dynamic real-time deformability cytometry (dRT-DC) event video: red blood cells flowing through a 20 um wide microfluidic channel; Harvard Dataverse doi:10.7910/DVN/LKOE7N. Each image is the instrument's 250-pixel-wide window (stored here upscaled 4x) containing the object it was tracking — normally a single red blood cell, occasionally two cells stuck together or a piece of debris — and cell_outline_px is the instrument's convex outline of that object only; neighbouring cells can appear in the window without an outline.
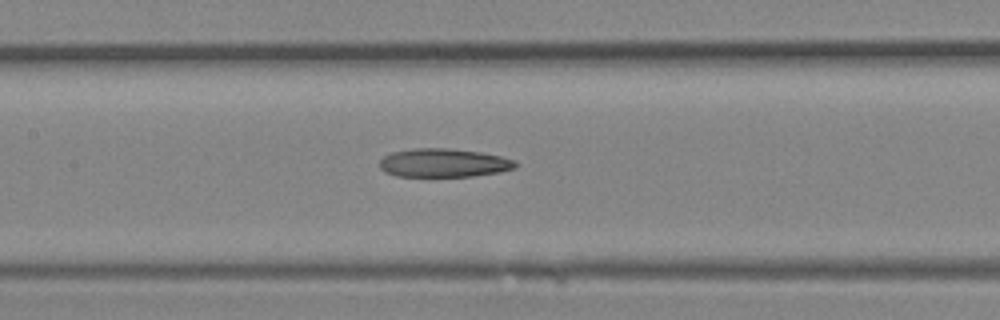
{"species": "Egyptian fruit bat (a non-hibernating species)", "species_latin": "Rousettus aegyptiacus", "temperature_condition": "room temperature", "stored_images_in_passage": 9, "segment_of_instrument_passage": [1, 2], "camera_frame_rate_fps": 3000, "um_per_image_px": 0.085, "animal": {"sex": "female"}, "frame": {"image": 1, "passage_image": 6, "time_ms": 1.667, "image_size_px": [1000, 320], "cell_outline_px": [[520, 164], [516, 168], [500, 172], [472, 176], [396, 176], [384, 172], [380, 168], [380, 160], [384, 156], [392, 152], [416, 148], [448, 148], [480, 152], [500, 156], [516, 160]], "centroid_in_image_um": [37.74, 13.84], "position_along_channel_um": 169.7, "area_um2": 22.72}}
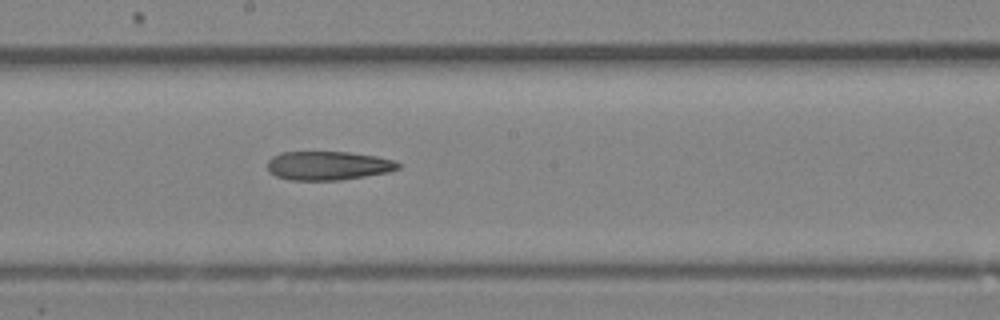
{"frame": {"image": 2, "passage_image": 8, "time_ms": 2.333, "image_size_px": [1000, 320], "cell_outline_px": [[400, 168], [388, 172], [340, 180], [292, 180], [276, 176], [268, 172], [268, 160], [272, 156], [280, 152], [348, 152], [376, 156], [396, 160], [400, 164]], "centroid_in_image_um": [27.88, 14.07], "position_along_channel_um": 220.3, "area_um2": 22.02}}